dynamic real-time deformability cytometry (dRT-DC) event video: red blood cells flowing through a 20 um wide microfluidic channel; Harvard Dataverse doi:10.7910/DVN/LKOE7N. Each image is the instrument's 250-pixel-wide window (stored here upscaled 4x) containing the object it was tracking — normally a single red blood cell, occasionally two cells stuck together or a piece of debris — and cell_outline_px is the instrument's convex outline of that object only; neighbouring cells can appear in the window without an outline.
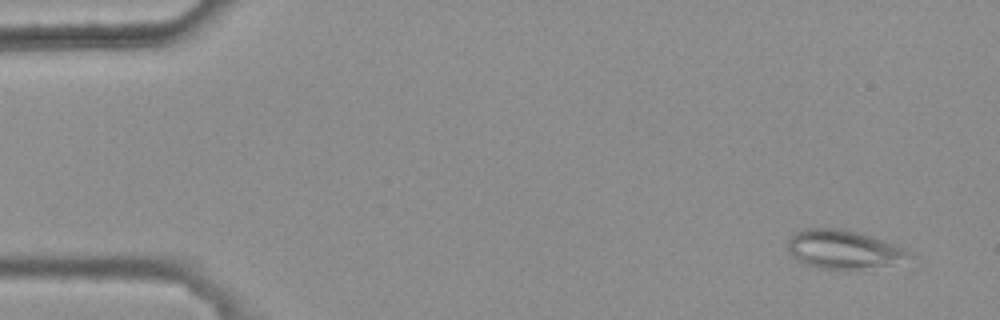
{"species": "common noctule bat (a hibernating species)", "species_latin": "Nyctalus noctula", "temperature_condition": "warm", "stored_images_in_passage": 8, "camera_frame_rate_fps": 3000, "um_per_image_px": 0.085, "animal": {"sex": "female", "body_mass_g": 25.1}, "frame": {"image": 1, "passage_image": 1, "time_ms": 0.0, "image_size_px": [1000, 320], "cell_outline_px": [[916, 256], [888, 264], [856, 268], [816, 268], [804, 264], [796, 260], [788, 252], [788, 240], [796, 232], [804, 228], [844, 228], [860, 232], [884, 240]], "centroid_in_image_um": [71.61, 21.16], "position_along_channel_um": 13.4, "area_um2": 26.88}}
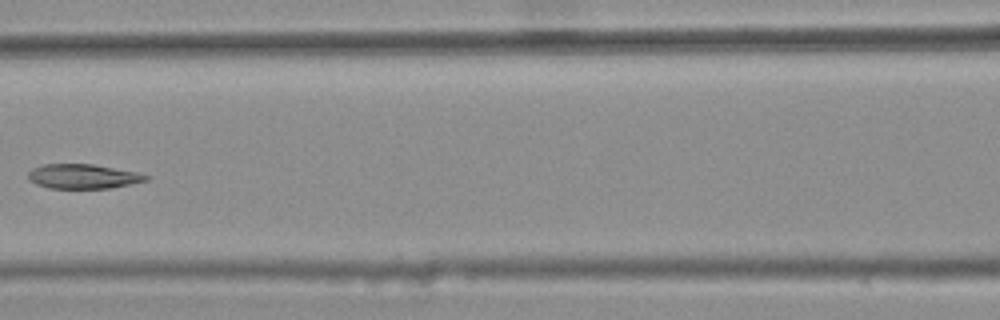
{"frame": {"image": 2, "passage_image": 7, "time_ms": 2.0, "image_size_px": [1000, 320], "cell_outline_px": [[152, 176], [148, 180], [112, 188], [48, 188], [36, 184], [28, 180], [28, 172], [32, 168], [44, 164], [92, 164], [140, 172]], "centroid_in_image_um": [7.09, 14.99], "position_along_channel_um": 159.5, "area_um2": 17.05}}
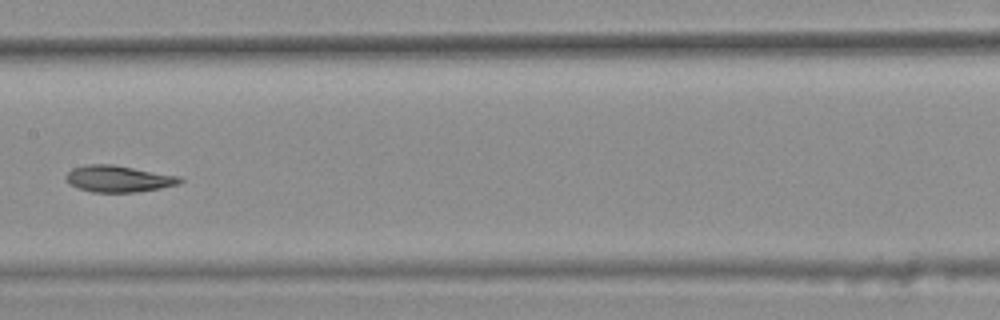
{"frame": {"image": 3, "passage_image": 8, "time_ms": 2.333, "image_size_px": [1000, 320], "cell_outline_px": [[184, 180], [180, 184], [160, 188], [136, 192], [92, 192], [80, 188], [64, 180], [64, 176], [72, 168], [88, 164], [112, 164], [180, 176]], "centroid_in_image_um": [10.08, 15.19], "position_along_channel_um": 197.3, "area_um2": 17.63}}